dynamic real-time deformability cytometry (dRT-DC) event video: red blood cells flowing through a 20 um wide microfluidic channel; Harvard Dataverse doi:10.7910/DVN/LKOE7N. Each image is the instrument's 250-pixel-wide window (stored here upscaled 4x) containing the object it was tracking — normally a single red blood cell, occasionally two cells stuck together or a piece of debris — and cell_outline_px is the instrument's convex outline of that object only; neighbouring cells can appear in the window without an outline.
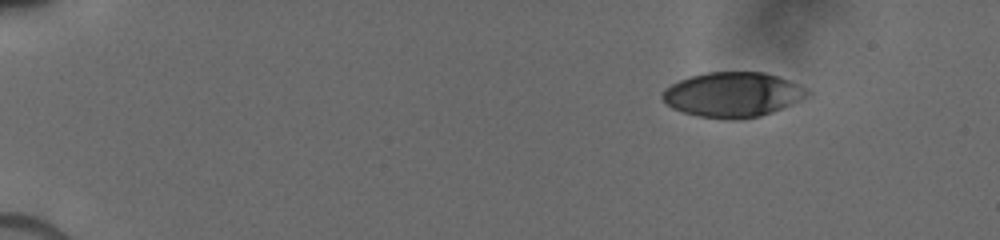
{"species": "human", "species_latin": "Homo sapiens", "temperature_condition": "cold", "stored_images_in_passage": 42, "camera_frame_rate_fps": 3000, "um_per_image_px": 0.085, "donor": {"sex": "male"}, "frame": {"image": 1, "passage_image": 1, "time_ms": 0.0, "image_size_px": [1000, 240], "cell_outline_px": [[812, 92], [808, 96], [792, 104], [772, 112], [760, 116], [736, 120], [728, 120], [696, 116], [672, 108], [660, 96], [664, 88], [680, 80], [692, 76], [708, 72], [764, 72], [788, 80]], "centroid_in_image_um": [62.27, 8.05], "position_along_channel_um": 22.7, "area_um2": 37.8}}
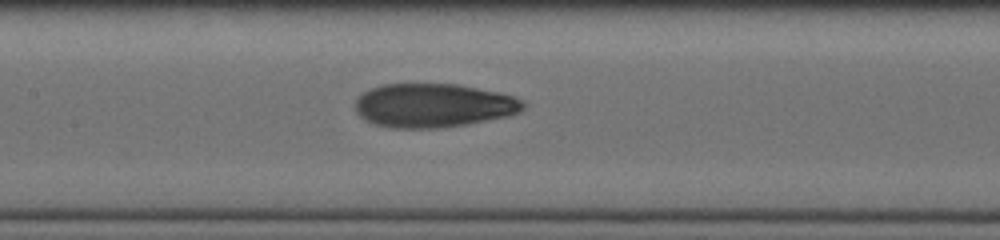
{"frame": {"image": 2, "passage_image": 19, "time_ms": 6.667, "image_size_px": [1000, 240], "cell_outline_px": [[524, 108], [520, 112], [508, 116], [464, 124], [436, 128], [392, 128], [376, 124], [364, 120], [356, 112], [356, 100], [364, 92], [380, 84], [460, 84], [496, 92], [512, 96], [524, 100]], "centroid_in_image_um": [36.83, 8.96], "position_along_channel_um": 170.6, "area_um2": 42.71}}
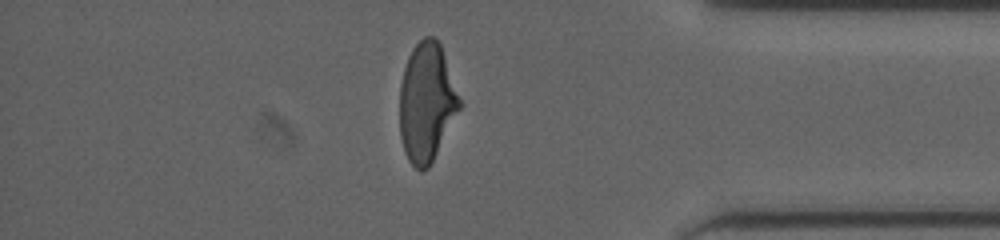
{"frame": {"image": 3, "passage_image": 36, "time_ms": 12.667, "image_size_px": [1000, 240], "cell_outline_px": [[464, 104], [428, 168], [424, 172], [420, 172], [408, 160], [404, 152], [400, 136], [400, 84], [404, 68], [408, 56], [412, 48], [424, 36], [432, 36], [440, 44]], "centroid_in_image_um": [36.29, 8.71], "position_along_channel_um": 398.9, "area_um2": 41.96}}